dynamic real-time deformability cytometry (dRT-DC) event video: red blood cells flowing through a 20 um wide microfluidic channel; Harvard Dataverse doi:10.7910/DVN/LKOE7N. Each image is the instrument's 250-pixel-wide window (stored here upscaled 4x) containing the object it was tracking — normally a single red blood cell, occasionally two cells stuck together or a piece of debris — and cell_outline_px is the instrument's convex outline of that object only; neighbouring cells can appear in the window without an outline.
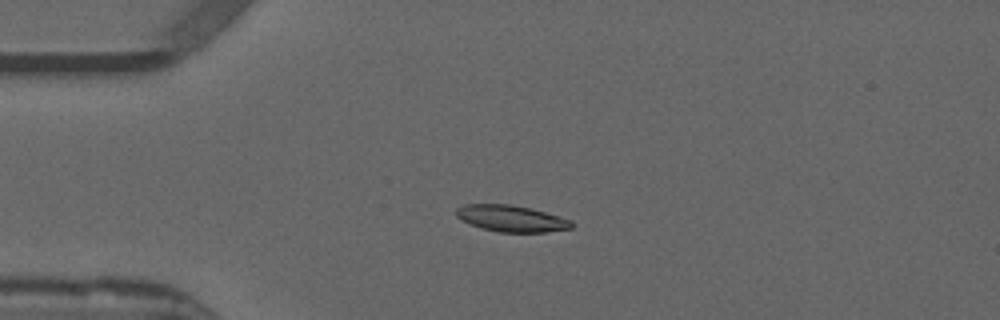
{"species": "common noctule bat (a hibernating species)", "species_latin": "Nyctalus noctula", "temperature_condition": "warm", "stored_images_in_passage": 46, "camera_frame_rate_fps": 3000, "um_per_image_px": 0.085, "animal": {"sex": "male", "forearm_length_mm": 52.5}, "frame": {"image": 1, "passage_image": 6, "time_ms": 1.667, "image_size_px": [1000, 320], "cell_outline_px": [[572, 228], [544, 232], [500, 232], [484, 228], [460, 220], [456, 216], [456, 208], [464, 204], [512, 204], [560, 216], [572, 220]], "centroid_in_image_um": [43.45, 18.56], "position_along_channel_um": 41.5, "area_um2": 17.63}}
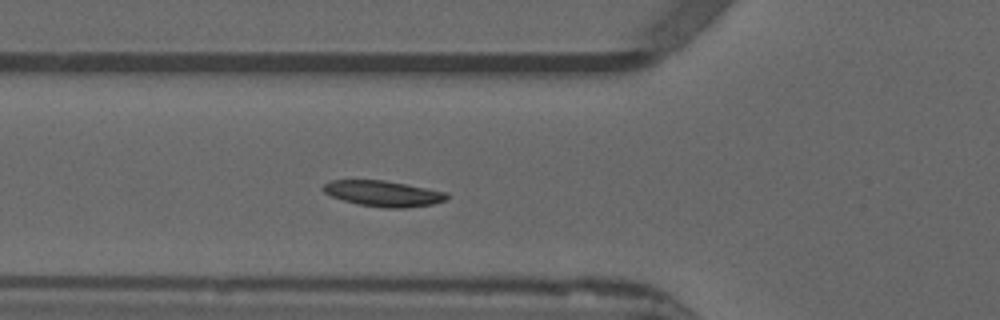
{"frame": {"image": 2, "passage_image": 12, "time_ms": 3.667, "image_size_px": [1000, 320], "cell_outline_px": [[448, 196], [444, 200], [432, 204], [404, 208], [384, 208], [356, 204], [332, 196], [324, 192], [320, 188], [324, 184], [332, 180], [384, 180], [428, 188], [448, 192]], "centroid_in_image_um": [32.56, 16.45], "position_along_channel_um": 93.2, "area_um2": 18.55}}
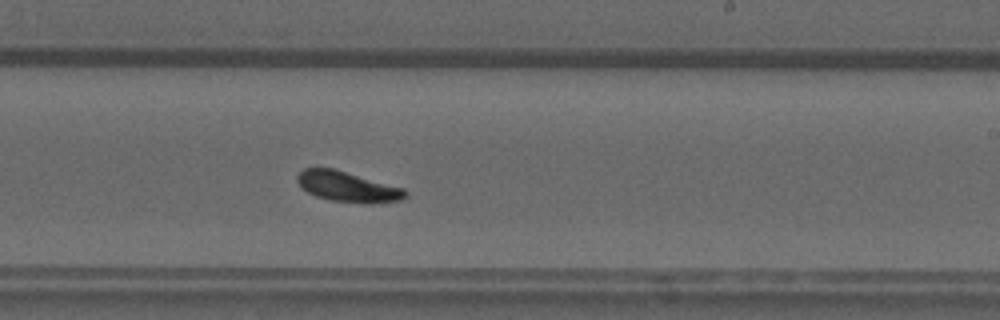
{"frame": {"image": 3, "passage_image": 25, "time_ms": 8.0, "image_size_px": [1000, 320], "cell_outline_px": [[408, 196], [400, 200], [372, 204], [364, 204], [332, 200], [316, 196], [300, 188], [296, 180], [296, 176], [304, 168], [332, 168], [404, 188], [408, 192]], "centroid_in_image_um": [29.55, 15.88], "position_along_channel_um": 259.5, "area_um2": 19.19}}